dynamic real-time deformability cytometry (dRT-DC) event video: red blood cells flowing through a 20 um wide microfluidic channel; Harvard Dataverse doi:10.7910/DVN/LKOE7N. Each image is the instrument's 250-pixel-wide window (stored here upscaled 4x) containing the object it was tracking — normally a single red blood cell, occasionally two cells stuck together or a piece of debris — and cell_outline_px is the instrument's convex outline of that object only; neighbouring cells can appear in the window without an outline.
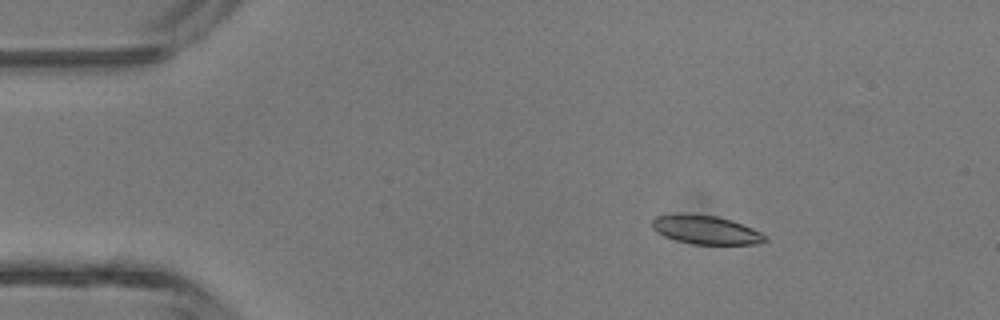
{"species": "common noctule bat (a hibernating species)", "species_latin": "Nyctalus noctula", "temperature_condition": "room temperature", "stored_images_in_passage": 4, "camera_frame_rate_fps": 3000, "um_per_image_px": 0.085, "animal": {"sex": "male", "body_mass_g": 13.3}, "frame": {"image": 1, "passage_image": 1, "time_ms": 0.0, "image_size_px": [1000, 320], "cell_outline_px": [[768, 240], [756, 244], [692, 244], [676, 240], [664, 236], [656, 232], [652, 228], [652, 220], [656, 216], [680, 212], [716, 216], [732, 220], [752, 228], [768, 236]], "centroid_in_image_um": [59.97, 19.52], "position_along_channel_um": 25.0, "area_um2": 19.13}}
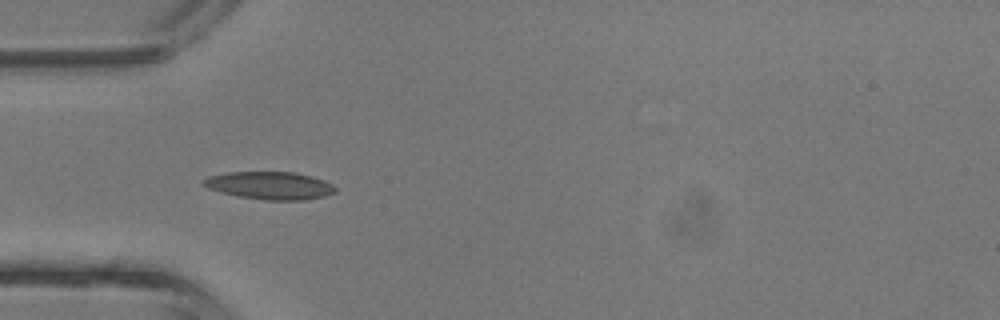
{"frame": {"image": 2, "passage_image": 3, "time_ms": 2.333, "image_size_px": [1000, 320], "cell_outline_px": [[336, 192], [324, 196], [304, 200], [264, 200], [236, 196], [220, 192], [208, 188], [200, 184], [200, 180], [208, 176], [228, 172], [296, 172], [312, 176], [324, 180], [332, 184], [336, 188]], "centroid_in_image_um": [22.9, 15.77], "position_along_channel_um": 62.1, "area_um2": 21.56}}
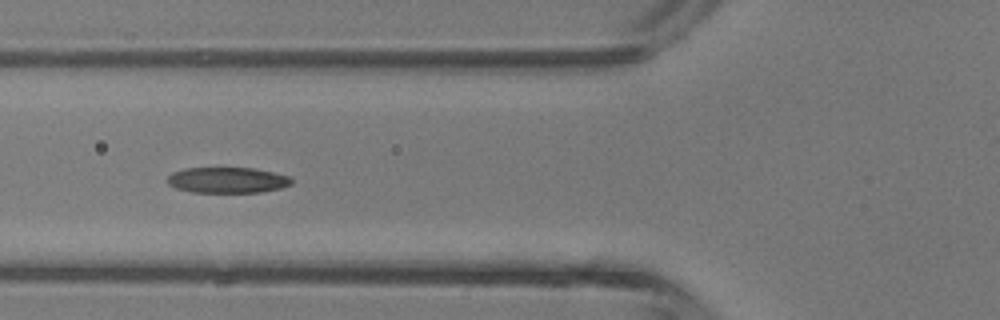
{"frame": {"image": 3, "passage_image": 4, "time_ms": 3.333, "image_size_px": [1000, 320], "cell_outline_px": [[292, 184], [280, 188], [260, 192], [192, 192], [176, 188], [168, 184], [168, 176], [172, 172], [184, 168], [252, 168], [272, 172], [288, 176], [292, 180]], "centroid_in_image_um": [19.3, 15.31], "position_along_channel_um": 106.5, "area_um2": 18.5}}